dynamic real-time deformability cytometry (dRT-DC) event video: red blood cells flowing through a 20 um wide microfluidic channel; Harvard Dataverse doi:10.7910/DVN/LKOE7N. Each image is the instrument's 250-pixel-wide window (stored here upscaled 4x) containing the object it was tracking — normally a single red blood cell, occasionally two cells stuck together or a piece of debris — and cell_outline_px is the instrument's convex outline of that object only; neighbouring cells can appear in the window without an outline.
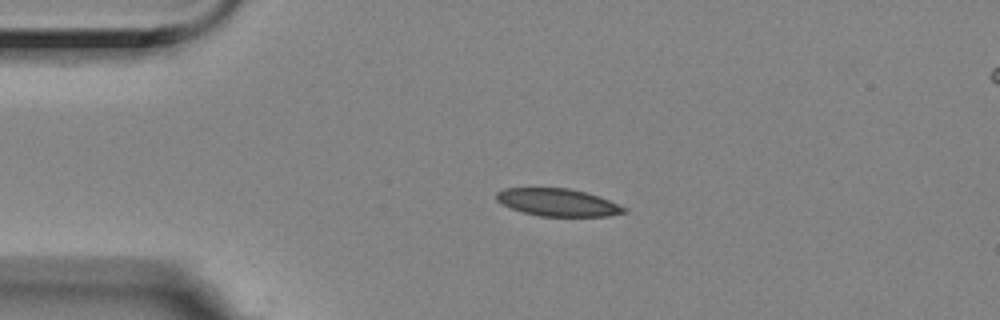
{"species": "Egyptian fruit bat (a non-hibernating species)", "species_latin": "Rousettus aegyptiacus", "temperature_condition": "room temperature", "stored_images_in_passage": 3, "camera_frame_rate_fps": 3000, "um_per_image_px": 0.085, "animal": {"sex": "female"}, "frame": {"image": 1, "passage_image": 1, "time_ms": 0.0, "image_size_px": [1000, 320], "cell_outline_px": [[628, 212], [608, 216], [540, 216], [524, 212], [500, 204], [496, 200], [496, 192], [504, 188], [568, 188], [600, 196], [628, 208]], "centroid_in_image_um": [47.43, 17.2], "position_along_channel_um": 37.6, "area_um2": 20.52}}